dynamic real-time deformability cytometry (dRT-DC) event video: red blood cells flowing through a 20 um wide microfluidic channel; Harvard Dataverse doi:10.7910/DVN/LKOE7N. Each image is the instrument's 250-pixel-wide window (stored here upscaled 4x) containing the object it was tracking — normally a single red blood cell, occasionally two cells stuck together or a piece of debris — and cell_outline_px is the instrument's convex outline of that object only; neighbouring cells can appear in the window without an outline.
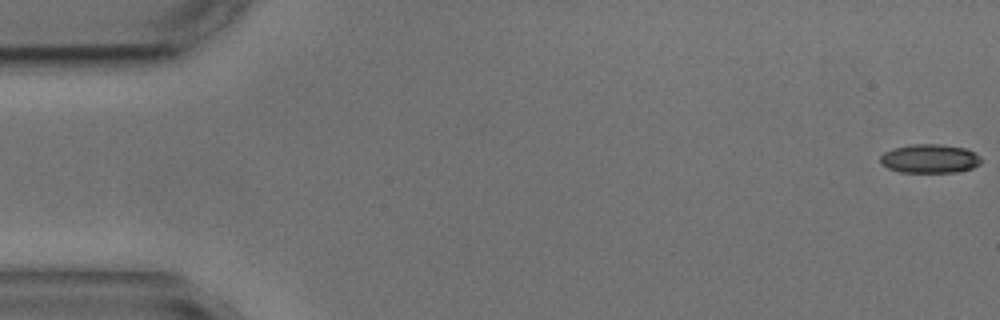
{"species": "common noctule bat (a hibernating species)", "species_latin": "Nyctalus noctula", "temperature_condition": "cold", "stored_images_in_passage": 6, "segment_of_instrument_passage": [2, 2], "camera_frame_rate_fps": 3000, "um_per_image_px": 0.085, "animal": {"sex": "male", "body_mass_g": 17.9, "forearm_length_mm": 54.2}, "frame": {"image": 1, "passage_image": 6, "time_ms": 6.0, "image_size_px": [1000, 320], "cell_outline_px": [[980, 164], [972, 168], [956, 172], [900, 172], [888, 168], [880, 164], [880, 156], [884, 152], [892, 148], [912, 144], [940, 144], [964, 148], [976, 152], [980, 156]], "centroid_in_image_um": [79.01, 13.48], "position_along_channel_um": 6.0, "area_um2": 17.05}}